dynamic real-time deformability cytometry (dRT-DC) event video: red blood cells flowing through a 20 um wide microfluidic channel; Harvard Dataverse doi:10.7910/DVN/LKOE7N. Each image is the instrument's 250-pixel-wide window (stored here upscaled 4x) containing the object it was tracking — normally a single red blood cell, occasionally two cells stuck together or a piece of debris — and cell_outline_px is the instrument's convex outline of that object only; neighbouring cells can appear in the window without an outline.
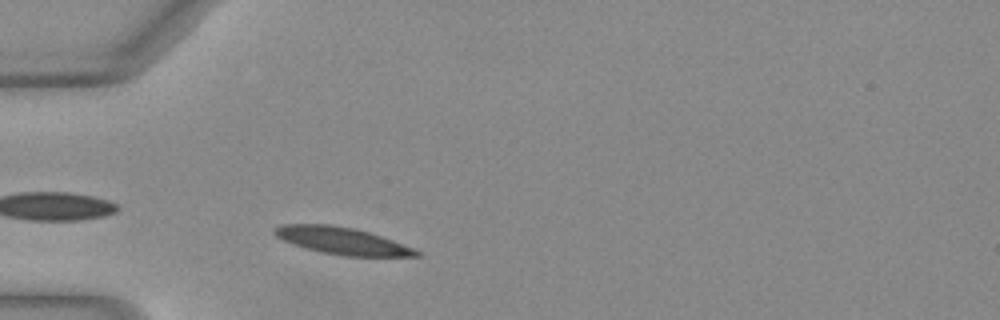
{"species": "Egyptian fruit bat (a non-hibernating species)", "species_latin": "Rousettus aegyptiacus", "temperature_condition": "warm", "stored_images_in_passage": 8, "camera_frame_rate_fps": 3000, "um_per_image_px": 0.085, "animal": {"sex": "female"}, "frame": {"image": 1, "passage_image": 3, "time_ms": 0.667, "image_size_px": [1000, 320], "cell_outline_px": [[420, 256], [344, 256], [320, 252], [304, 248], [292, 244], [276, 236], [272, 232], [272, 228], [284, 224], [328, 224], [352, 228], [368, 232], [392, 240], [412, 248], [420, 252]], "centroid_in_image_um": [29.0, 20.47], "position_along_channel_um": 56.0, "area_um2": 22.14}}